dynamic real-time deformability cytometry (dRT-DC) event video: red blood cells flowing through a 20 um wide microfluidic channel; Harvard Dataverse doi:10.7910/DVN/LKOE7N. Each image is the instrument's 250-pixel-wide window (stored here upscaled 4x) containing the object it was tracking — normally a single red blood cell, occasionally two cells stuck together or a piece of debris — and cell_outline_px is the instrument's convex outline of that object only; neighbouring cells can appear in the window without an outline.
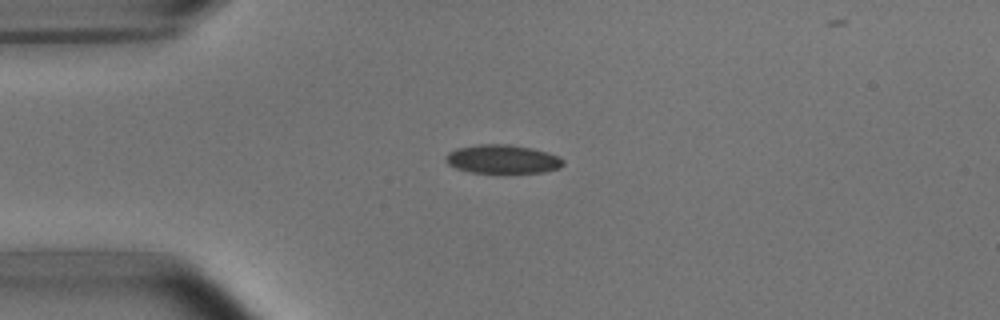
{"species": "common noctule bat (a hibernating species)", "species_latin": "Nyctalus noctula", "temperature_condition": "room temperature", "stored_images_in_passage": 6, "camera_frame_rate_fps": 3000, "um_per_image_px": 0.085, "animal": {"sex": "male", "body_mass_g": 15.6}, "frame": {"image": 1, "passage_image": 3, "time_ms": 2.333, "image_size_px": [1000, 320], "cell_outline_px": [[564, 164], [560, 168], [544, 172], [472, 172], [456, 168], [448, 164], [444, 160], [444, 156], [448, 152], [456, 148], [480, 144], [508, 144], [532, 148], [548, 152], [560, 156], [564, 160]], "centroid_in_image_um": [42.72, 13.51], "position_along_channel_um": 42.3, "area_um2": 19.71}}
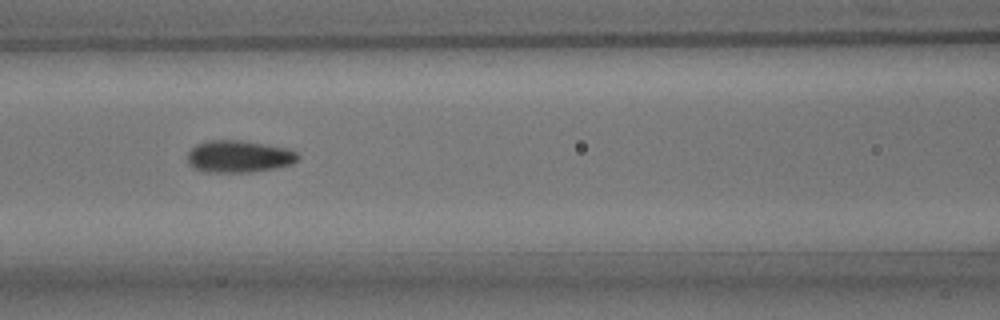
{"frame": {"image": 2, "passage_image": 6, "time_ms": 5.667, "image_size_px": [1000, 320], "cell_outline_px": [[300, 156], [292, 164], [276, 168], [252, 172], [204, 172], [188, 164], [188, 152], [196, 144], [208, 140], [240, 140], [288, 148], [296, 152]], "centroid_in_image_um": [20.3, 13.3], "position_along_channel_um": 146.3, "area_um2": 20.69}}